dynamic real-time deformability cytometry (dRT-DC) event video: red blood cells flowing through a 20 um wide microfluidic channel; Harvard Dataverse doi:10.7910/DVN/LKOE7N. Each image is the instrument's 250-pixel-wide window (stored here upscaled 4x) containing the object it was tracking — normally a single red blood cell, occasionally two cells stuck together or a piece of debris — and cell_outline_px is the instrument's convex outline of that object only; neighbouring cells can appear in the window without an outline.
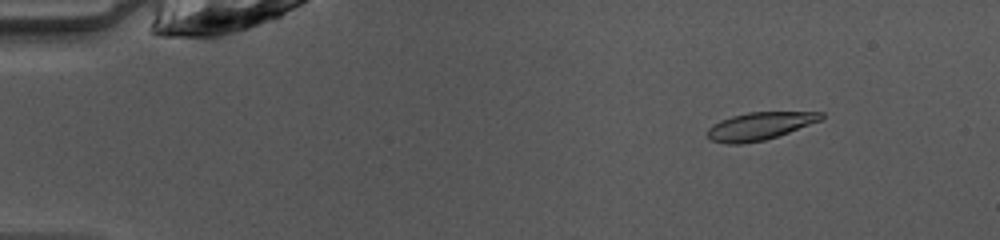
{"species": "common noctule bat (a hibernating species)", "species_latin": "Nyctalus noctula", "temperature_condition": "warm", "stored_images_in_passage": 48, "camera_frame_rate_fps": 3000, "um_per_image_px": 0.085, "animal": {"sex": "female", "body_mass_g": 10.0, "forearm_length_mm": 53.1}, "frame": {"image": 1, "passage_image": 6, "time_ms": 1.667, "image_size_px": [1000, 240], "cell_outline_px": [[824, 116], [820, 120], [788, 132], [764, 140], [740, 144], [728, 144], [708, 140], [708, 128], [712, 124], [720, 120], [732, 116], [748, 112], [824, 112]], "centroid_in_image_um": [64.52, 10.71], "position_along_channel_um": 20.5, "area_um2": 18.15}}
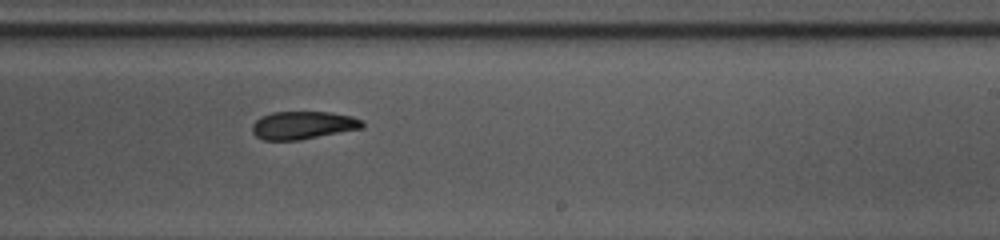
{"frame": {"image": 2, "passage_image": 30, "time_ms": 9.667, "image_size_px": [1000, 240], "cell_outline_px": [[364, 128], [300, 140], [264, 140], [256, 136], [252, 132], [252, 124], [260, 116], [272, 112], [332, 112], [352, 116], [364, 120]], "centroid_in_image_um": [25.78, 10.64], "position_along_channel_um": 263.2, "area_um2": 18.15}}
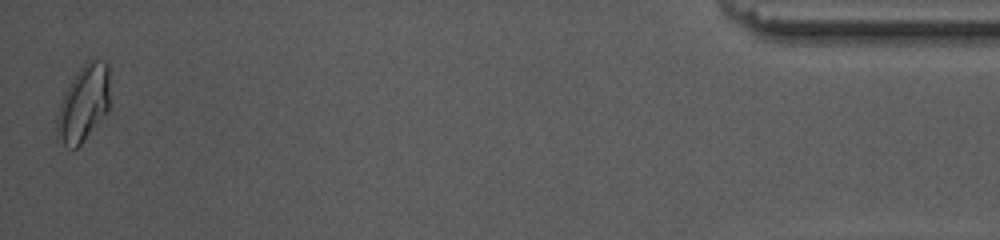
{"frame": {"image": 3, "passage_image": 48, "time_ms": 15.667, "image_size_px": [1000, 240], "cell_outline_px": [[108, 108], [84, 140], [76, 148], [72, 148], [64, 144], [56, 128], [56, 116], [60, 104], [76, 72], [88, 60], [96, 60], [108, 64]], "centroid_in_image_um": [7.09, 8.77], "position_along_channel_um": 428.1, "area_um2": 22.48}, "authors_computed_cell_mechanics": {"area_um2": 18.6116, "velocity_mm_per_s": 4.1154, "shape_relaxation_time_tau1_ms": 6.9897, "shape_relaxation_time_tau2_ms": 4.4184, "deformation_change_tau1": 0.178, "deformation_change_tau2": 0.1114}}